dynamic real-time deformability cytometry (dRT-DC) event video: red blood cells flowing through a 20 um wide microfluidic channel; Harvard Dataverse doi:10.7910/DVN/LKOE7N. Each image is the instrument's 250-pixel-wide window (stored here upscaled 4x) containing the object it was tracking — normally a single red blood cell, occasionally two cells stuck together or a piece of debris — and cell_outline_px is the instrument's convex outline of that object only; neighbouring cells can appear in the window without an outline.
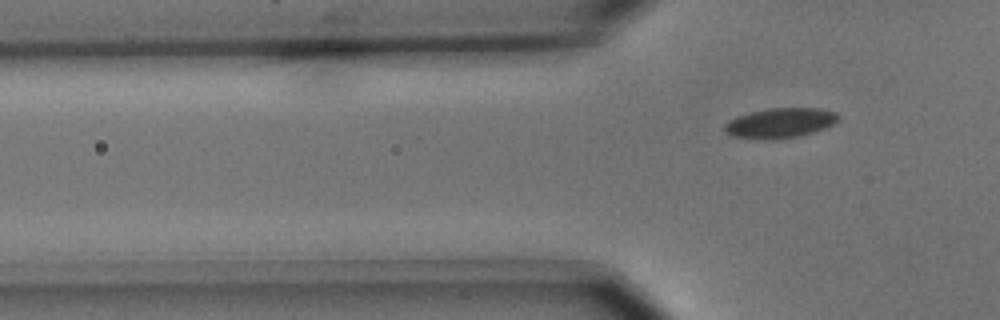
{"species": "common noctule bat (a hibernating species)", "species_latin": "Nyctalus noctula", "temperature_condition": "cold", "stored_images_in_passage": 5, "camera_frame_rate_fps": 3000, "um_per_image_px": 0.085, "animal": {"sex": "male", "body_mass_g": 15.6}, "frame": {"image": 1, "passage_image": 5, "time_ms": 1.333, "image_size_px": [1000, 320], "cell_outline_px": [[840, 116], [832, 124], [824, 128], [800, 136], [772, 140], [732, 136], [724, 132], [724, 124], [728, 120], [736, 116], [768, 108], [820, 108], [836, 112]], "centroid_in_image_um": [66.28, 10.45], "position_along_channel_um": 59.5, "area_um2": 19.83}}